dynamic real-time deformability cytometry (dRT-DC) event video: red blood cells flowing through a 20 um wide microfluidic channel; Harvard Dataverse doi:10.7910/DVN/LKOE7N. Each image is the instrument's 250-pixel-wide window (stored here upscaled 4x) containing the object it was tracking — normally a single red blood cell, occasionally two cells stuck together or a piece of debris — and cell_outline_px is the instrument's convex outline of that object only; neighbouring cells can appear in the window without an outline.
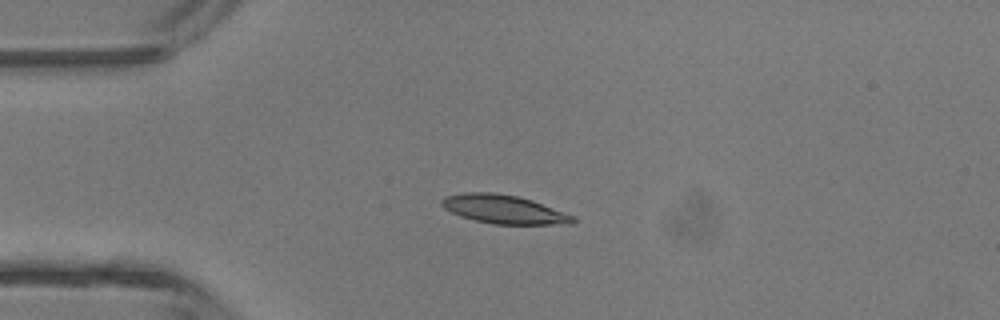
{"species": "common noctule bat (a hibernating species)", "species_latin": "Nyctalus noctula", "temperature_condition": "room temperature", "stored_images_in_passage": 3, "camera_frame_rate_fps": 3000, "um_per_image_px": 0.085, "animal": {"sex": "male", "body_mass_g": 13.3}, "frame": {"image": 1, "passage_image": 2, "time_ms": 1.333, "image_size_px": [1000, 320], "cell_outline_px": [[576, 220], [572, 224], [496, 224], [476, 220], [460, 216], [444, 208], [440, 204], [440, 200], [444, 196], [464, 192], [492, 192], [516, 196], [532, 200], [576, 216]], "centroid_in_image_um": [42.83, 17.78], "position_along_channel_um": 42.2, "area_um2": 21.91}}